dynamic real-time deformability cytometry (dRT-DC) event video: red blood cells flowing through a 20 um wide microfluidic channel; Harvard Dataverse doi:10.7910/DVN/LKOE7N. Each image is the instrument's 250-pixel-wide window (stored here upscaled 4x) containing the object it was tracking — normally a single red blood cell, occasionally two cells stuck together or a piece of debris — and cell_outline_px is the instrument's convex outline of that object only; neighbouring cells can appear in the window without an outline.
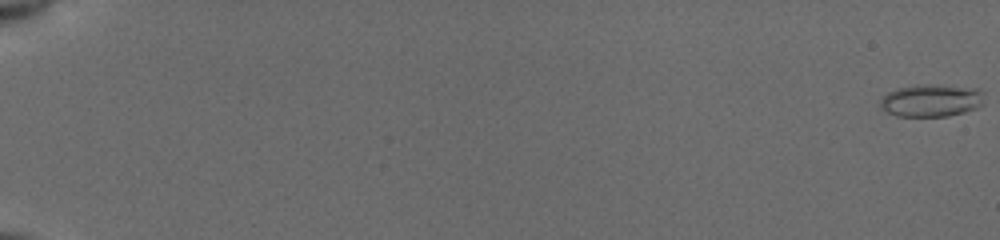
{"species": "common noctule bat (a hibernating species)", "species_latin": "Nyctalus noctula", "temperature_condition": "cold", "stored_images_in_passage": 56, "camera_frame_rate_fps": 3000, "um_per_image_px": 0.085, "animal": {"sex": "female", "body_mass_g": 19.5, "forearm_length_mm": 54.1}, "frame": {"image": 1, "passage_image": 1, "time_ms": 0.0, "image_size_px": [1000, 240], "cell_outline_px": [[984, 104], [976, 108], [964, 112], [948, 116], [896, 116], [880, 108], [880, 100], [888, 92], [900, 88], [924, 84], [928, 84], [976, 88], [980, 92]], "centroid_in_image_um": [79.14, 8.55], "position_along_channel_um": 5.9, "area_um2": 19.42}}
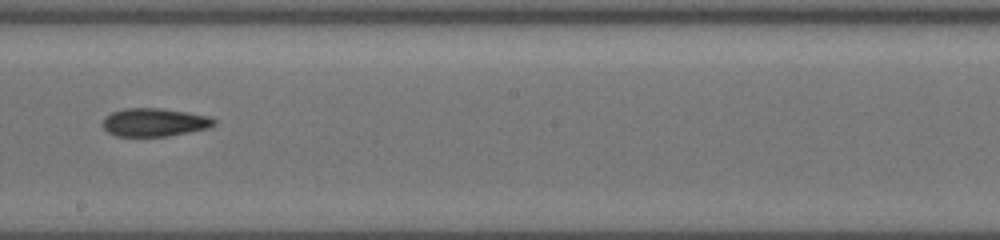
{"frame": {"image": 2, "passage_image": 35, "time_ms": 11.333, "image_size_px": [1000, 240], "cell_outline_px": [[216, 124], [208, 128], [168, 136], [116, 136], [108, 132], [100, 124], [104, 116], [112, 112], [124, 108], [160, 108], [188, 112], [208, 116], [216, 120]], "centroid_in_image_um": [13.09, 10.39], "position_along_channel_um": 235.1, "area_um2": 18.44}}
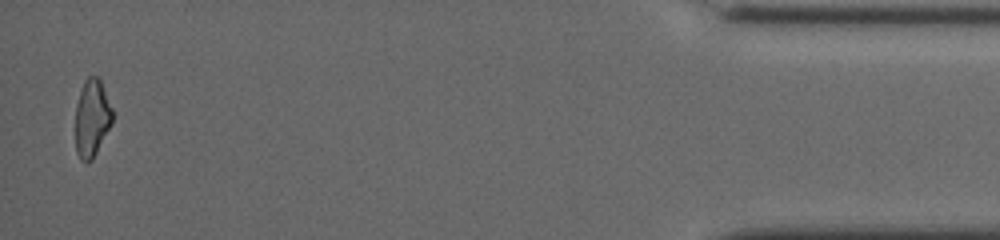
{"frame": {"image": 3, "passage_image": 55, "time_ms": 18.0, "image_size_px": [1000, 240], "cell_outline_px": [[112, 124], [92, 160], [88, 164], [84, 164], [80, 160], [76, 152], [76, 104], [80, 88], [84, 80], [88, 76], [96, 76], [100, 80], [112, 108]], "centroid_in_image_um": [7.8, 10.07], "position_along_channel_um": 427.4, "area_um2": 16.88}, "authors_computed_cell_mechanics": {"area_um2": 18.1203, "velocity_mm_per_s": 3.9524, "shape_relaxation_time_tau1_ms": null, "shape_relaxation_time_tau2_ms": 7.9729, "deformation_change_tau1": null, "deformation_change_tau2": 0.1919}}